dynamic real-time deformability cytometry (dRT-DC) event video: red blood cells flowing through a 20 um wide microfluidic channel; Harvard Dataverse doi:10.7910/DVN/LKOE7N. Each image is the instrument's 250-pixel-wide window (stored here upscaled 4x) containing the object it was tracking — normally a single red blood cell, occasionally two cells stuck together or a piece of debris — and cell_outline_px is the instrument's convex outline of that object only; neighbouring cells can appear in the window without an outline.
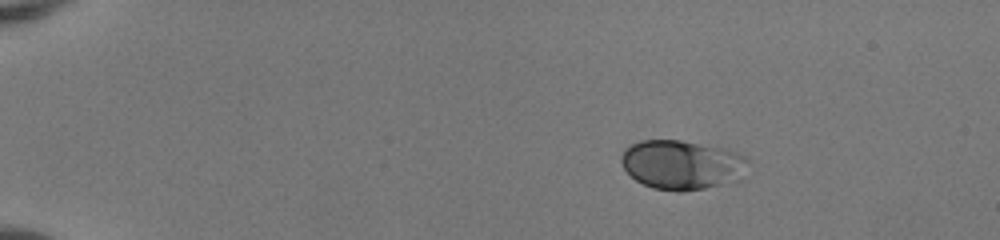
{"species": "human", "species_latin": "Homo sapiens", "temperature_condition": "room temperature", "stored_images_in_passage": 44, "camera_frame_rate_fps": 3000, "um_per_image_px": 0.085, "donor": {"sex": "female"}, "frame": {"image": 1, "passage_image": 1, "time_ms": 0.0, "image_size_px": [1000, 240], "cell_outline_px": [[748, 160], [744, 180], [704, 188], [680, 192], [676, 192], [652, 188], [636, 180], [624, 168], [620, 160], [620, 156], [624, 148], [640, 140], [680, 140], [728, 148], [740, 152]], "centroid_in_image_um": [58.02, 14.0], "position_along_channel_um": 27.0, "area_um2": 37.17}}
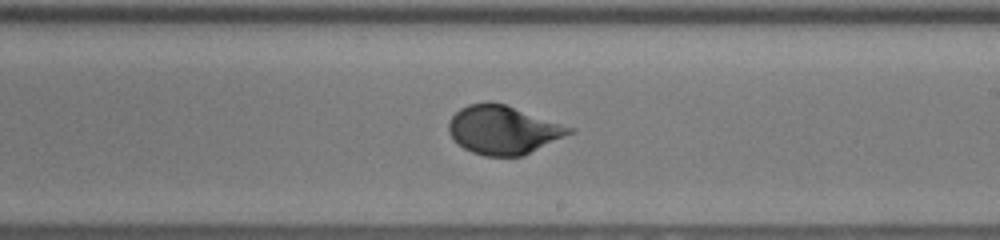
{"frame": {"image": 2, "passage_image": 25, "time_ms": 8.0, "image_size_px": [1000, 240], "cell_outline_px": [[576, 132], [524, 156], [484, 156], [472, 152], [464, 148], [448, 132], [448, 124], [452, 116], [460, 108], [468, 104], [488, 100], [504, 104], [576, 128]], "centroid_in_image_um": [42.82, 11.03], "position_along_channel_um": 246.2, "area_um2": 34.45}}
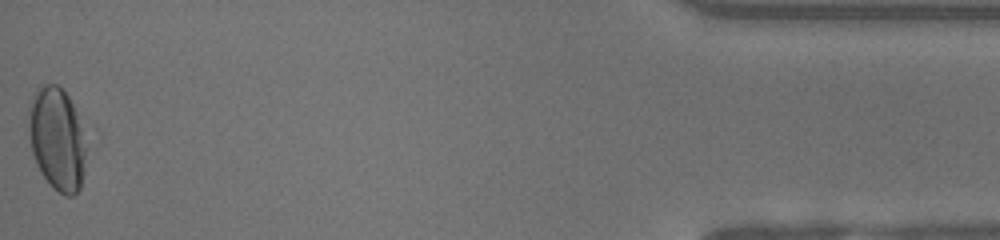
{"frame": {"image": 3, "passage_image": 44, "time_ms": 14.333, "image_size_px": [1000, 240], "cell_outline_px": [[88, 148], [84, 172], [80, 188], [72, 196], [64, 196], [44, 176], [36, 164], [32, 152], [28, 132], [28, 104], [36, 88], [40, 84], [56, 84], [68, 96], [88, 132]], "centroid_in_image_um": [4.89, 11.76], "position_along_channel_um": 430.3, "area_um2": 35.6}, "authors_computed_cell_mechanics": {"area_um2": 33.3217, "velocity_mm_per_s": 4.0843, "shape_relaxation_time_tau1_ms": 4.091, "shape_relaxation_time_tau2_ms": null, "deformation_change_tau1": 0.1546, "deformation_change_tau2": null}}